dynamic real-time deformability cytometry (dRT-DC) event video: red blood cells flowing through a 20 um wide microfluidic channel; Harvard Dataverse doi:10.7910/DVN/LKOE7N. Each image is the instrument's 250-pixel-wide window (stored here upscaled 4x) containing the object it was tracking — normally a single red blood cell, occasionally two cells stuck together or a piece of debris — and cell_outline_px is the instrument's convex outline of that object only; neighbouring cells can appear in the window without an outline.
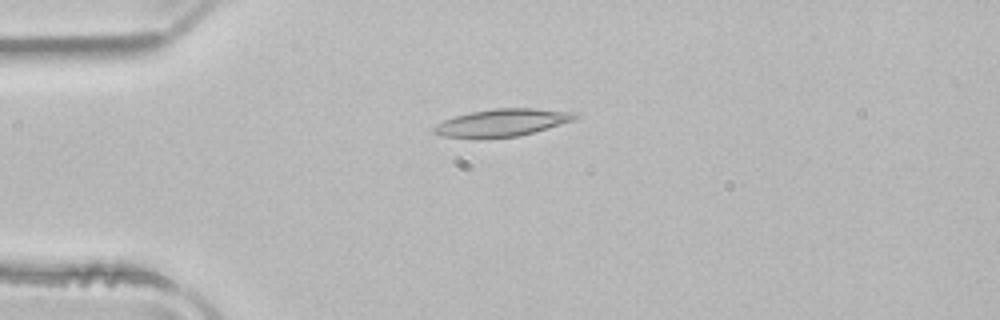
{"species": "common noctule bat (a hibernating species)", "species_latin": "Nyctalus noctula", "temperature_condition": "room temperature", "stored_images_in_passage": 40, "camera_frame_rate_fps": 3000, "um_per_image_px": 0.085, "animal": {"sex": "male", "body_mass_g": 21.5, "forearm_length_mm": 52.0}, "frame": {"image": 1, "passage_image": 1, "time_ms": 0.0, "image_size_px": [1000, 320], "cell_outline_px": [[580, 116], [572, 120], [560, 124], [532, 132], [516, 136], [444, 136], [432, 132], [432, 128], [436, 124], [444, 120], [456, 116], [472, 112], [496, 108], [536, 108], [580, 112]], "centroid_in_image_um": [42.75, 10.38], "position_along_channel_um": 42.2, "area_um2": 21.79}}
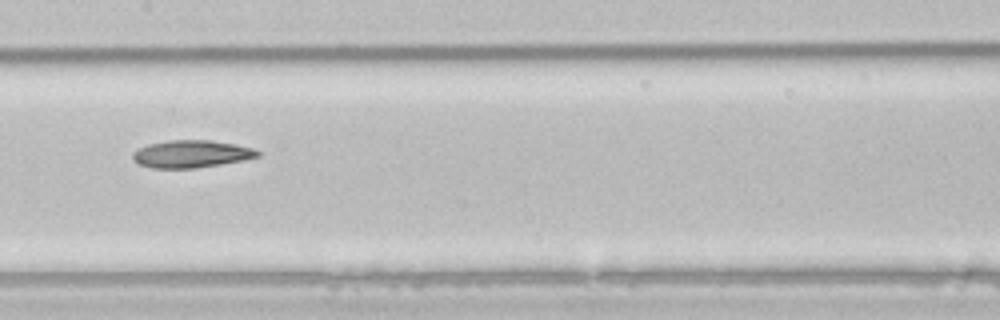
{"frame": {"image": 2, "passage_image": 14, "time_ms": 4.333, "image_size_px": [1000, 320], "cell_outline_px": [[260, 156], [244, 160], [196, 168], [152, 168], [140, 164], [132, 160], [132, 152], [148, 144], [168, 140], [212, 140], [236, 144], [252, 148], [260, 152]], "centroid_in_image_um": [16.26, 13.08], "position_along_channel_um": 191.1, "area_um2": 20.0}}
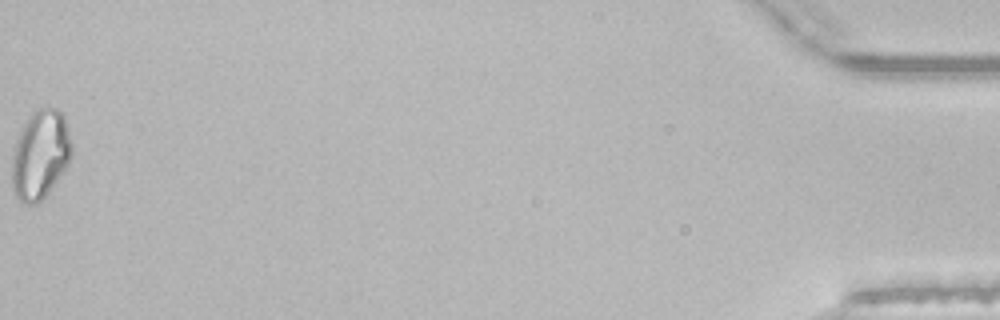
{"frame": {"image": 3, "passage_image": 40, "time_ms": 13.0, "image_size_px": [1000, 320], "cell_outline_px": [[72, 156], [68, 164], [48, 192], [36, 204], [24, 204], [16, 196], [12, 188], [12, 148], [28, 116], [32, 112], [48, 104], [64, 112], [72, 144]], "centroid_in_image_um": [3.43, 13.09], "position_along_channel_um": 431.8, "area_um2": 31.39}, "authors_computed_cell_mechanics": {"area_um2": 20.4323, "velocity_mm_per_s": 3.9675, "shape_relaxation_time_tau1_ms": 5.8786, "shape_relaxation_time_tau2_ms": null, "deformation_change_tau1": 0.156, "deformation_change_tau2": null}}